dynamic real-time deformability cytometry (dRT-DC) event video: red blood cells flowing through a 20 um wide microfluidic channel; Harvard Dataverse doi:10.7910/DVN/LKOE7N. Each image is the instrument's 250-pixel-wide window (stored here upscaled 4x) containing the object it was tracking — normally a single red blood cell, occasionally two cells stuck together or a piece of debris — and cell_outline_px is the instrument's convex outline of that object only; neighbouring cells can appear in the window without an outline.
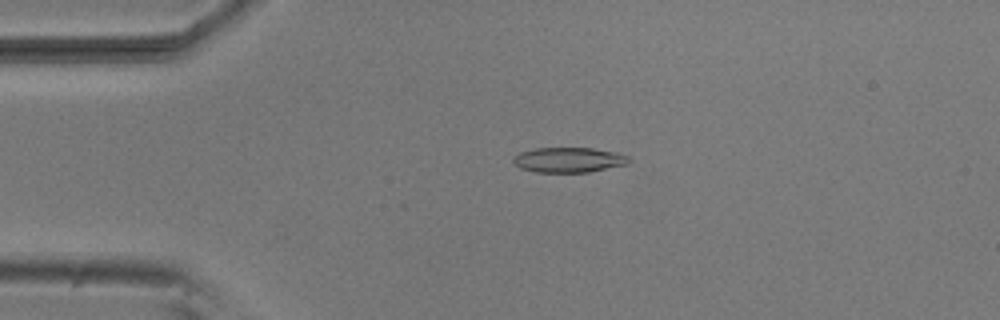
{"species": "common noctule bat (a hibernating species)", "species_latin": "Nyctalus noctula", "temperature_condition": "room temperature", "stored_images_in_passage": 53, "camera_frame_rate_fps": 3000, "um_per_image_px": 0.085, "animal": {"sex": "male", "body_mass_g": 20.5, "forearm_length_mm": 52.5}, "frame": {"image": 1, "passage_image": 12, "time_ms": 3.667, "image_size_px": [1000, 320], "cell_outline_px": [[632, 160], [628, 164], [588, 172], [536, 172], [520, 168], [512, 164], [512, 160], [520, 152], [536, 148], [592, 148], [616, 152], [628, 156]], "centroid_in_image_um": [48.35, 13.59], "position_along_channel_um": 36.7, "area_um2": 16.94}}
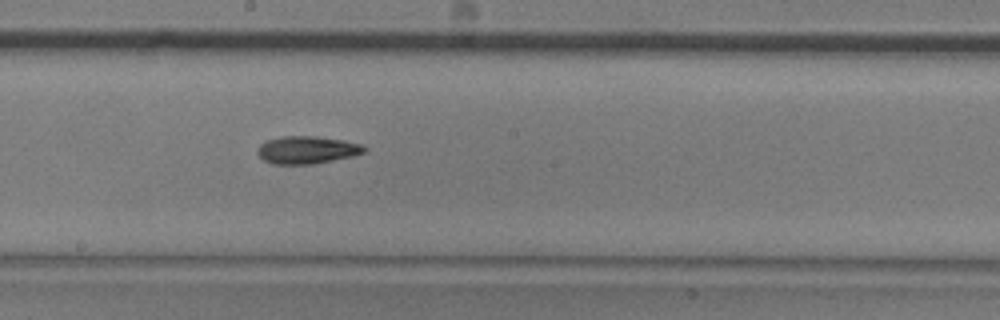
{"frame": {"image": 2, "passage_image": 29, "time_ms": 9.333, "image_size_px": [1000, 320], "cell_outline_px": [[368, 148], [364, 152], [352, 156], [316, 164], [272, 164], [264, 160], [256, 152], [260, 144], [268, 140], [280, 136], [316, 136], [344, 140], [364, 144]], "centroid_in_image_um": [26.12, 12.74], "position_along_channel_um": 222.1, "area_um2": 17.34}}
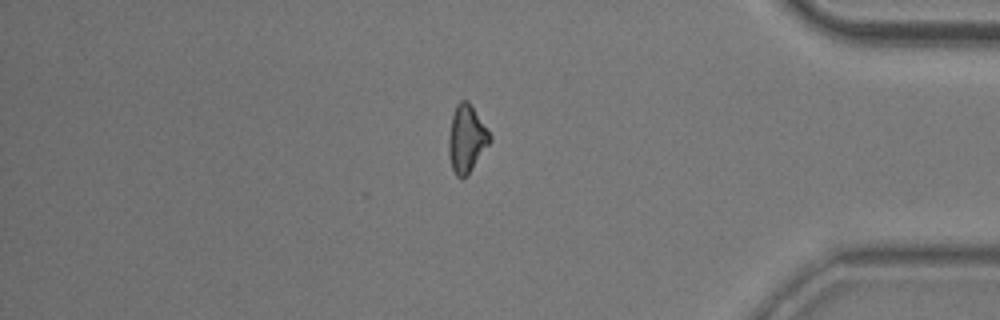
{"frame": {"image": 3, "passage_image": 45, "time_ms": 14.667, "image_size_px": [1000, 320], "cell_outline_px": [[492, 140], [472, 168], [460, 180], [456, 176], [452, 168], [448, 156], [448, 136], [452, 116], [456, 104], [460, 100], [468, 100], [492, 136]], "centroid_in_image_um": [39.64, 11.78], "position_along_channel_um": 395.6, "area_um2": 16.13}, "authors_computed_cell_mechanics": {"area_um2": 16.5886, "velocity_mm_per_s": 3.822, "shape_relaxation_time_tau1_ms": 8.7207, "shape_relaxation_time_tau2_ms": null, "deformation_change_tau1": 0.2023, "deformation_change_tau2": null}}